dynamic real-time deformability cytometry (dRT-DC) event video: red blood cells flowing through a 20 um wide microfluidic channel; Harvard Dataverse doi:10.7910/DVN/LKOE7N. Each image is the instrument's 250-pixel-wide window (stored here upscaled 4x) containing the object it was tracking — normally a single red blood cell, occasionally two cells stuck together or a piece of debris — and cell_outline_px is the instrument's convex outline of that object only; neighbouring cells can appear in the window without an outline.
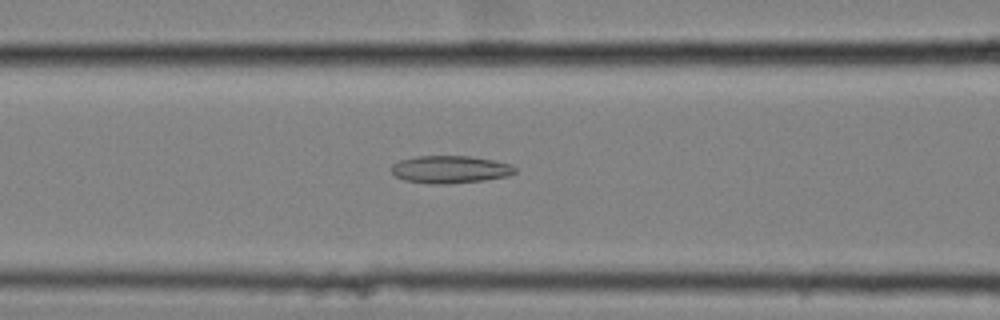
{"species": "common noctule bat (a hibernating species)", "species_latin": "Nyctalus noctula", "temperature_condition": "cold", "stored_images_in_passage": 53, "camera_frame_rate_fps": 3000, "um_per_image_px": 0.085, "animal": {"sex": "female", "body_mass_g": 25.1}, "frame": {"image": 1, "passage_image": 20, "time_ms": 6.333, "image_size_px": [1000, 320], "cell_outline_px": [[516, 172], [508, 176], [484, 180], [448, 184], [428, 184], [404, 180], [396, 176], [388, 168], [392, 164], [400, 160], [416, 156], [472, 156], [512, 164], [516, 168]], "centroid_in_image_um": [38.24, 14.4], "position_along_channel_um": 128.4, "area_um2": 20.06}}
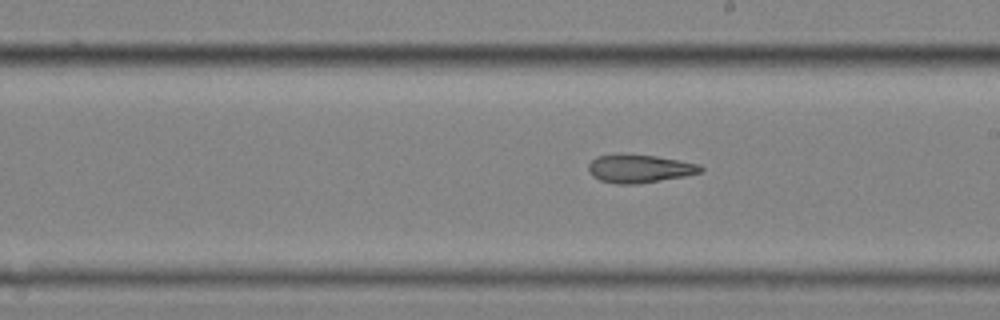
{"frame": {"image": 2, "passage_image": 29, "time_ms": 9.333, "image_size_px": [1000, 320], "cell_outline_px": [[704, 172], [684, 176], [636, 184], [616, 184], [600, 180], [592, 176], [588, 172], [588, 164], [596, 156], [656, 156], [700, 164], [704, 168]], "centroid_in_image_um": [54.38, 14.36], "position_along_channel_um": 234.6, "area_um2": 17.98}}
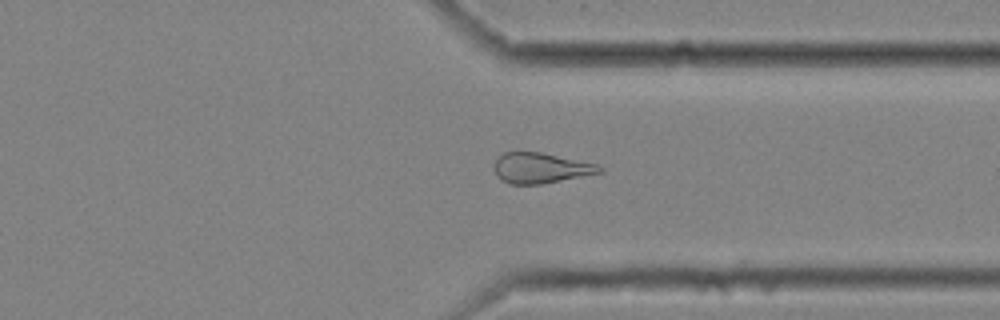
{"frame": {"image": 3, "passage_image": 40, "time_ms": 13.0, "image_size_px": [1000, 320], "cell_outline_px": [[604, 172], [540, 184], [508, 184], [500, 180], [496, 176], [496, 160], [504, 152], [516, 148], [540, 152], [600, 164], [604, 168]], "centroid_in_image_um": [45.96, 14.24], "position_along_channel_um": 365.4, "area_um2": 19.19}, "authors_computed_cell_mechanics": {"area_um2": 20.519, "velocity_mm_per_s": 3.5469, "shape_relaxation_time_tau1_ms": null, "shape_relaxation_time_tau2_ms": 6.095, "deformation_change_tau1": null, "deformation_change_tau2": 0.1735}}